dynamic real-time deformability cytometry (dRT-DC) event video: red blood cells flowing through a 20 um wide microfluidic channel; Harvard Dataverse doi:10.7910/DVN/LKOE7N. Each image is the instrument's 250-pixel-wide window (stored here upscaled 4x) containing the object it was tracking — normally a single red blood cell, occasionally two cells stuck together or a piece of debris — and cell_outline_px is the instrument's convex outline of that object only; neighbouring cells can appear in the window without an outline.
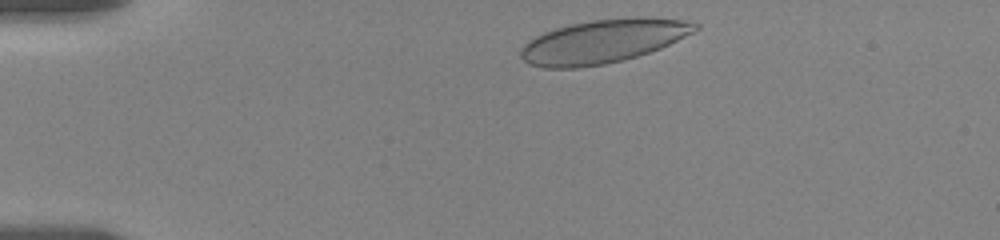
{"species": "human", "species_latin": "Homo sapiens", "temperature_condition": "room temperature", "stored_images_in_passage": 25, "camera_frame_rate_fps": 3000, "um_per_image_px": 0.085, "donor": {"sex": "female"}, "frame": {"image": 1, "passage_image": 1, "time_ms": 0.0, "image_size_px": [1000, 240], "cell_outline_px": [[700, 28], [660, 48], [624, 60], [604, 64], [580, 68], [544, 68], [528, 64], [520, 56], [520, 48], [528, 40], [544, 32], [556, 28], [572, 24], [592, 20], [636, 16], [644, 16], [684, 20], [700, 24]], "centroid_in_image_um": [51.24, 3.51], "position_along_channel_um": 33.8, "area_um2": 44.33}}
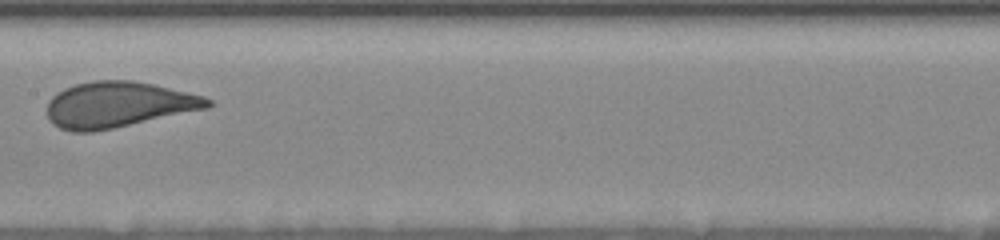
{"frame": {"image": 2, "passage_image": 14, "time_ms": 6.333, "image_size_px": [1000, 240], "cell_outline_px": [[212, 104], [208, 108], [112, 128], [92, 132], [72, 132], [60, 128], [48, 116], [48, 100], [56, 92], [64, 88], [76, 84], [92, 80], [132, 80], [156, 84], [204, 96], [212, 100]], "centroid_in_image_um": [10.06, 8.87], "position_along_channel_um": 197.3, "area_um2": 42.71}}
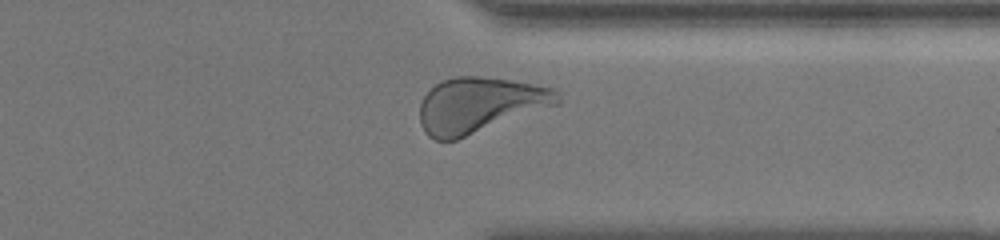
{"frame": {"image": 3, "passage_image": 23, "time_ms": 11.333, "image_size_px": [1000, 240], "cell_outline_px": [[560, 104], [456, 140], [436, 140], [428, 136], [424, 132], [420, 124], [420, 104], [424, 96], [440, 80], [456, 76], [480, 76], [508, 80], [532, 84], [552, 88], [560, 92]], "centroid_in_image_um": [40.77, 8.93], "position_along_channel_um": 370.6, "area_um2": 44.56}, "authors_computed_cell_mechanics": {"area_um2": 43.1766, "velocity_mm_per_s": 3.4663, "shape_relaxation_time_tau1_ms": 3.8838, "shape_relaxation_time_tau2_ms": null, "deformation_change_tau1": 0.1504, "deformation_change_tau2": null}}